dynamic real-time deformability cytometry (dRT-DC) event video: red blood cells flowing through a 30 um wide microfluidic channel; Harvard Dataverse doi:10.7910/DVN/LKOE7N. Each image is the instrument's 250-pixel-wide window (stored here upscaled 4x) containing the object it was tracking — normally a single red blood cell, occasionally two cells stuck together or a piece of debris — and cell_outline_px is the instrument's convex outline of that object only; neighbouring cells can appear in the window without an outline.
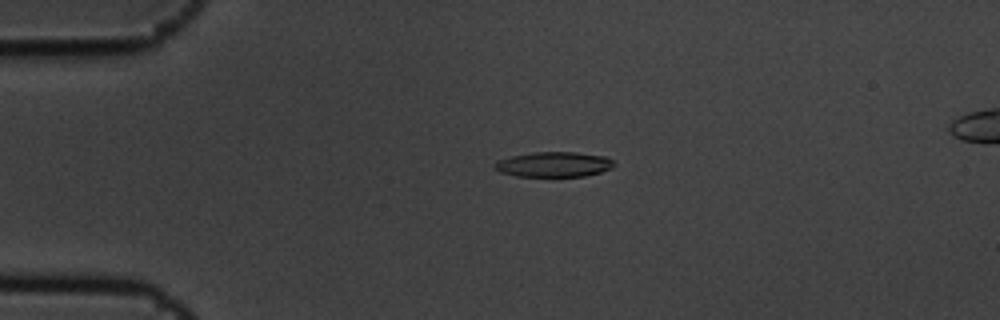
{"species": "common noctule bat (a hibernating species)", "species_latin": "Nyctalus noctula", "temperature_condition": "cold", "stored_images_in_passage": 6, "camera_frame_rate_fps": 3000, "um_per_image_px": 0.085, "animal": {"sex": "male", "body_mass_g": 19.5, "forearm_length_mm": 54.6}, "frame": {"image": 1, "passage_image": 4, "time_ms": 1.0, "image_size_px": [1000, 320], "cell_outline_px": [[616, 164], [612, 168], [600, 172], [584, 176], [516, 176], [500, 172], [492, 164], [496, 160], [512, 156], [532, 152], [576, 152], [604, 156], [612, 160]], "centroid_in_image_um": [47.06, 13.97], "position_along_channel_um": 37.9, "area_um2": 17.46}}